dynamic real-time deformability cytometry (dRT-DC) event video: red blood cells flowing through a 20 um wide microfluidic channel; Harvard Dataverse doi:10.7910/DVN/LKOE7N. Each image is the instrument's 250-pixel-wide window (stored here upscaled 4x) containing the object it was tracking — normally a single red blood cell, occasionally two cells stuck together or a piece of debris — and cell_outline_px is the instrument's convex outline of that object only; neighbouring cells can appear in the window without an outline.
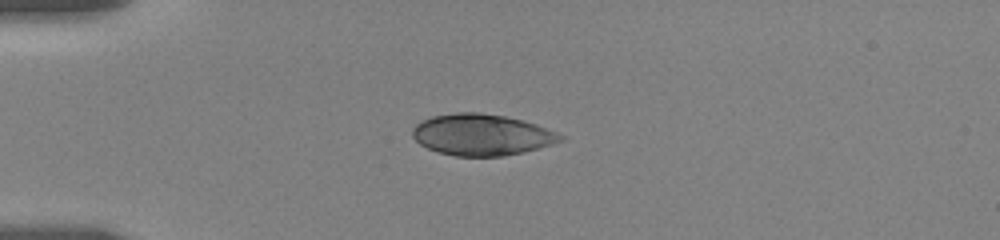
{"species": "human", "species_latin": "Homo sapiens", "temperature_condition": "room temperature", "stored_images_in_passage": 28, "camera_frame_rate_fps": 3000, "um_per_image_px": 0.085, "donor": {"sex": "female"}, "frame": {"image": 1, "passage_image": 1, "time_ms": 0.0, "image_size_px": [1000, 240], "cell_outline_px": [[564, 140], [552, 144], [524, 152], [504, 156], [456, 156], [436, 152], [420, 144], [412, 136], [412, 128], [416, 124], [432, 116], [456, 112], [480, 112], [504, 116], [524, 120], [536, 124], [556, 132], [564, 136]], "centroid_in_image_um": [40.94, 11.45], "position_along_channel_um": 44.1, "area_um2": 35.72}}
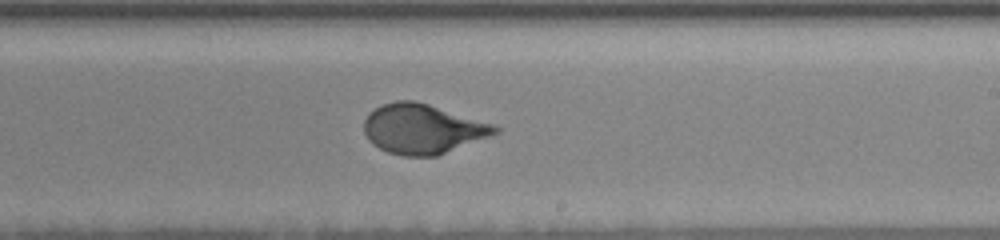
{"frame": {"image": 2, "passage_image": 13, "time_ms": 6.667, "image_size_px": [1000, 240], "cell_outline_px": [[500, 132], [492, 136], [436, 156], [404, 156], [388, 152], [372, 144], [368, 140], [364, 132], [364, 120], [380, 104], [396, 100], [416, 100], [496, 124], [500, 128]], "centroid_in_image_um": [35.97, 10.95], "position_along_channel_um": 253.0, "area_um2": 38.26}}
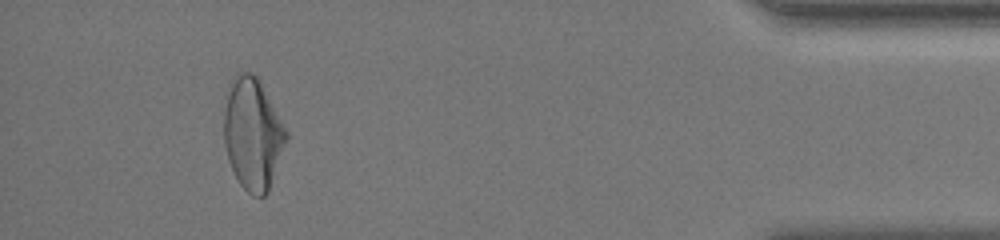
{"frame": {"image": 3, "passage_image": 24, "time_ms": 12.667, "image_size_px": [1000, 240], "cell_outline_px": [[288, 136], [268, 192], [264, 196], [252, 196], [240, 184], [228, 160], [224, 144], [224, 92], [228, 84], [236, 72], [252, 72], [256, 76], [288, 132]], "centroid_in_image_um": [21.44, 11.35], "position_along_channel_um": 413.8, "area_um2": 40.52}, "authors_computed_cell_mechanics": {"area_um2": 37.9457, "velocity_mm_per_s": 3.5412, "shape_relaxation_time_tau1_ms": 4.8205, "shape_relaxation_time_tau2_ms": null, "deformation_change_tau1": 0.166, "deformation_change_tau2": null}}